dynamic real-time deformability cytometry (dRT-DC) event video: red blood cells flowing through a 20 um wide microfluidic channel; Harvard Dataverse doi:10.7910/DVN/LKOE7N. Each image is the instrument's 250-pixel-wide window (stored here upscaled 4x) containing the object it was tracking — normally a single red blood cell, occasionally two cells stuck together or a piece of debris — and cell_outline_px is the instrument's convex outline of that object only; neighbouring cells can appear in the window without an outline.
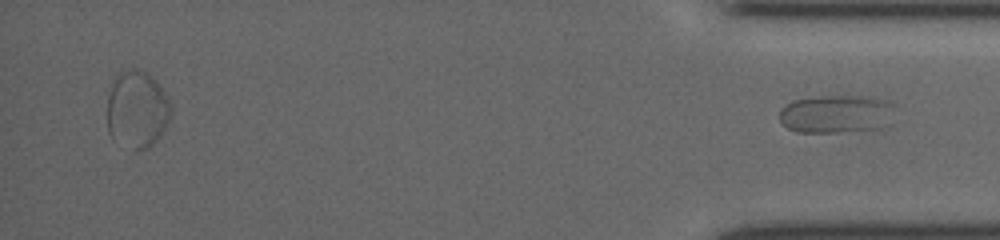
{"species": "common noctule bat (a hibernating species)", "species_latin": "Nyctalus noctula", "temperature_condition": "cold", "stored_images_in_passage": 77, "segment_of_instrument_passage": [2, 2], "camera_frame_rate_fps": 3000, "um_per_image_px": 0.085, "animal": {"sex": "female", "body_mass_g": 19.5, "forearm_length_mm": 54.1}, "frame": {"image": 1, "passage_image": 77, "time_ms": 17.667, "image_size_px": [1000, 240], "cell_outline_px": [[896, 104], [880, 128], [840, 132], [796, 132], [788, 128], [780, 120], [780, 108], [792, 100], [816, 96], [872, 96], [888, 100]], "centroid_in_image_um": [71.03, 9.66], "position_along_channel_um": 364.2, "area_um2": 25.55}}